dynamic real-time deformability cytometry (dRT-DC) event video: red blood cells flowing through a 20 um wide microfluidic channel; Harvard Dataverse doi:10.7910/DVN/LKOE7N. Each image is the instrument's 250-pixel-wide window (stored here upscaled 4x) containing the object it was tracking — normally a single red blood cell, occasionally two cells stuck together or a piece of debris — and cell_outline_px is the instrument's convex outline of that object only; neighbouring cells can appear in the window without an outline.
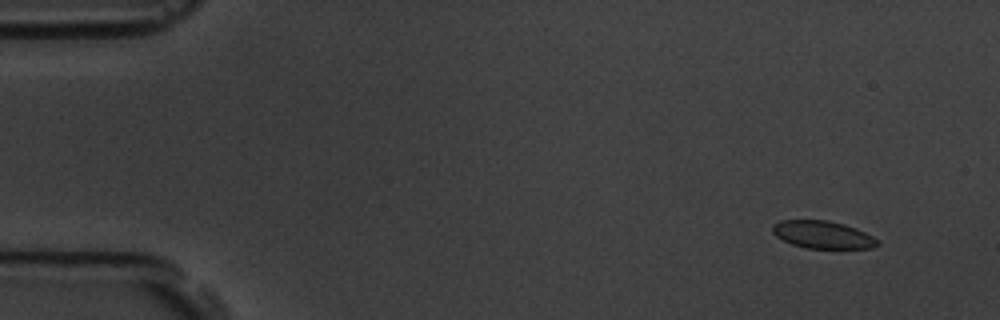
{"species": "common noctule bat (a hibernating species)", "species_latin": "Nyctalus noctula", "temperature_condition": "room temperature", "stored_images_in_passage": 5, "camera_frame_rate_fps": 3000, "um_per_image_px": 0.085, "animal": {"sex": "male", "body_mass_g": 19.5, "forearm_length_mm": 54.6}, "frame": {"image": 1, "passage_image": 2, "time_ms": 1.333, "image_size_px": [1000, 320], "cell_outline_px": [[880, 244], [872, 248], [808, 248], [792, 244], [776, 236], [772, 232], [772, 224], [780, 220], [828, 220], [844, 224], [856, 228], [880, 240]], "centroid_in_image_um": [69.94, 19.94], "position_along_channel_um": 15.1, "area_um2": 16.88}}